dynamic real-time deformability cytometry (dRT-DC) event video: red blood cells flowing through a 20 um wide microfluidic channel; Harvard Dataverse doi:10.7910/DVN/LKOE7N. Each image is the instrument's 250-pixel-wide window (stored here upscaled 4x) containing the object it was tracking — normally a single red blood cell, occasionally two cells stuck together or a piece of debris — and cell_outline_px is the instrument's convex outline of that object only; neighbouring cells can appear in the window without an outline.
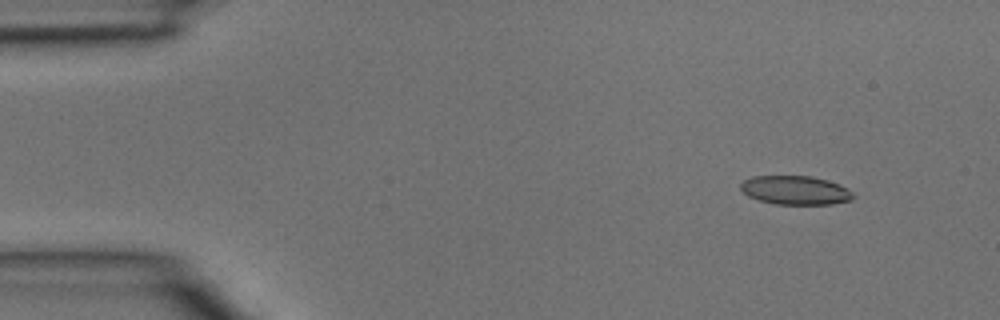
{"species": "common noctule bat (a hibernating species)", "species_latin": "Nyctalus noctula", "temperature_condition": "room temperature", "stored_images_in_passage": 4, "camera_frame_rate_fps": 3000, "um_per_image_px": 0.085, "animal": {"sex": "male", "body_mass_g": 15.6}, "frame": {"image": 1, "passage_image": 1, "time_ms": 0.0, "image_size_px": [1000, 320], "cell_outline_px": [[856, 196], [852, 200], [832, 204], [776, 204], [760, 200], [748, 196], [740, 188], [740, 184], [744, 180], [752, 176], [812, 176], [828, 180], [840, 184], [848, 188]], "centroid_in_image_um": [67.65, 16.16], "position_along_channel_um": 17.4, "area_um2": 19.02}}